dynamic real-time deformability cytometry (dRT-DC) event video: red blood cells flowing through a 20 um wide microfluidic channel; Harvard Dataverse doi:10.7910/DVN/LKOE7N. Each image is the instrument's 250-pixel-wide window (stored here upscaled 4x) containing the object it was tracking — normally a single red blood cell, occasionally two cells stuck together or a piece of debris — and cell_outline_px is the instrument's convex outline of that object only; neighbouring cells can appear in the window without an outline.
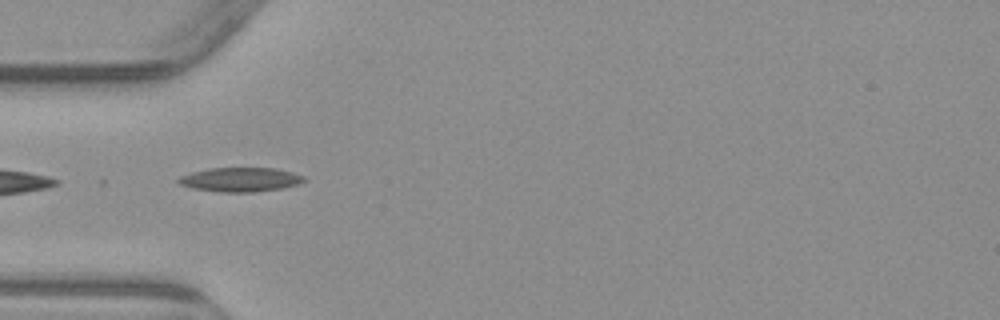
{"species": "common noctule bat (a hibernating species)", "species_latin": "Nyctalus noctula", "temperature_condition": "warm", "stored_images_in_passage": 9, "camera_frame_rate_fps": 3000, "um_per_image_px": 0.085, "animal": {"sex": "male", "body_mass_g": 23.1, "forearm_length_mm": 52.7}, "frame": {"image": 1, "passage_image": 3, "time_ms": 5.0, "image_size_px": [1000, 320], "cell_outline_px": [[308, 180], [296, 184], [280, 188], [252, 192], [220, 192], [192, 188], [180, 184], [176, 180], [180, 176], [192, 172], [208, 168], [276, 168], [292, 172], [304, 176]], "centroid_in_image_um": [20.42, 15.26], "position_along_channel_um": 64.6, "area_um2": 17.63}}
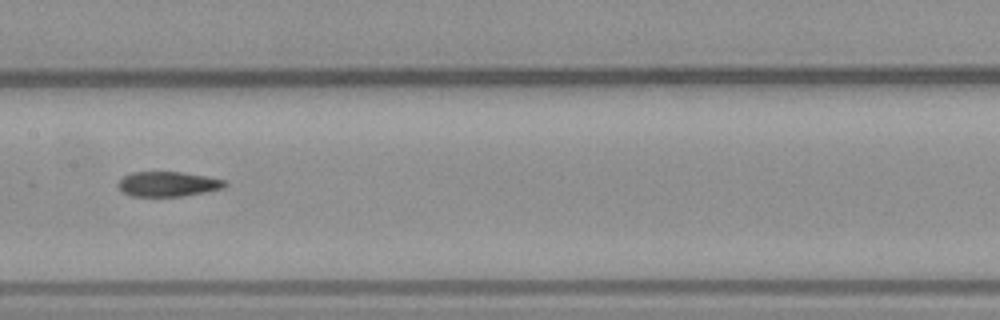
{"frame": {"image": 2, "passage_image": 6, "time_ms": 8.333, "image_size_px": [1000, 320], "cell_outline_px": [[228, 184], [220, 188], [204, 192], [184, 196], [132, 196], [124, 192], [120, 188], [120, 180], [124, 176], [132, 172], [184, 172], [224, 180]], "centroid_in_image_um": [14.28, 15.64], "position_along_channel_um": 193.1, "area_um2": 15.14}}
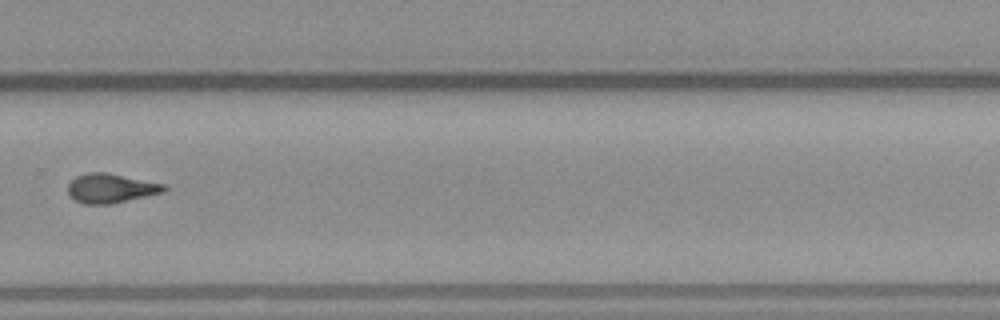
{"frame": {"image": 3, "passage_image": 9, "time_ms": 11.667, "image_size_px": [1000, 320], "cell_outline_px": [[168, 188], [164, 192], [112, 204], [84, 204], [72, 200], [68, 192], [68, 184], [76, 176], [88, 172], [104, 172], [164, 184]], "centroid_in_image_um": [9.39, 16.02], "position_along_channel_um": 320.4, "area_um2": 16.42}}